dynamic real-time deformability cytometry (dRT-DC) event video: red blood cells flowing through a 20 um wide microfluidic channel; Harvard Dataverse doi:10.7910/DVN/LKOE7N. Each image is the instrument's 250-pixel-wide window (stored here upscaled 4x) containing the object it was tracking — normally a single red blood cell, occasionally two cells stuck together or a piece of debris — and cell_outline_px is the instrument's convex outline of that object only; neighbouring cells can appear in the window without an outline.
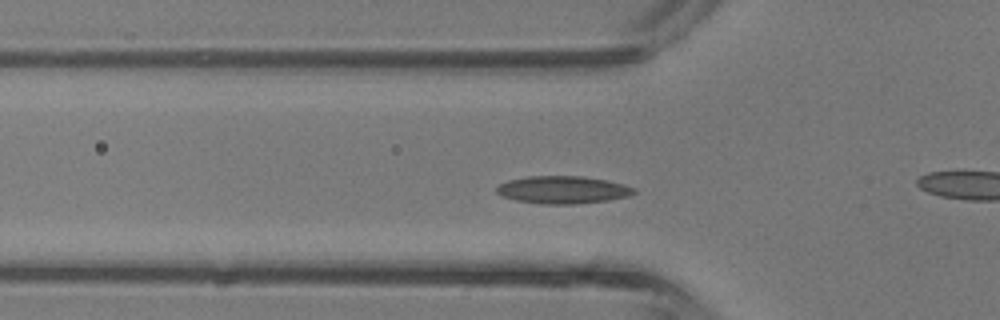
{"species": "common noctule bat (a hibernating species)", "species_latin": "Nyctalus noctula", "temperature_condition": "room temperature", "stored_images_in_passage": 39, "camera_frame_rate_fps": 3000, "um_per_image_px": 0.085, "animal": {"sex": "male", "body_mass_g": 13.3}, "frame": {"image": 1, "passage_image": 10, "time_ms": 3.0, "image_size_px": [1000, 320], "cell_outline_px": [[636, 192], [628, 196], [608, 200], [572, 204], [540, 204], [516, 200], [500, 196], [496, 192], [496, 188], [500, 184], [508, 180], [528, 176], [580, 176], [604, 180], [636, 188]], "centroid_in_image_um": [47.78, 16.14], "position_along_channel_um": 78.0, "area_um2": 21.91}}
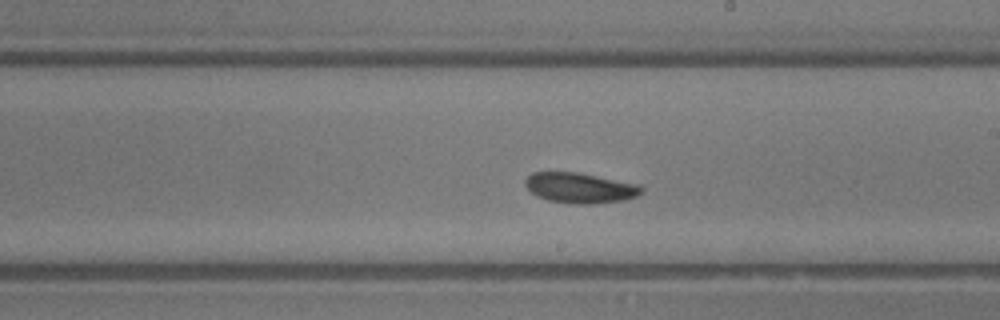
{"frame": {"image": 2, "passage_image": 20, "time_ms": 6.333, "image_size_px": [1000, 320], "cell_outline_px": [[644, 192], [636, 196], [624, 200], [592, 204], [572, 204], [548, 200], [536, 196], [524, 184], [524, 180], [532, 172], [576, 172], [636, 184], [644, 188]], "centroid_in_image_um": [49.28, 15.98], "position_along_channel_um": 239.7, "area_um2": 20.46}}
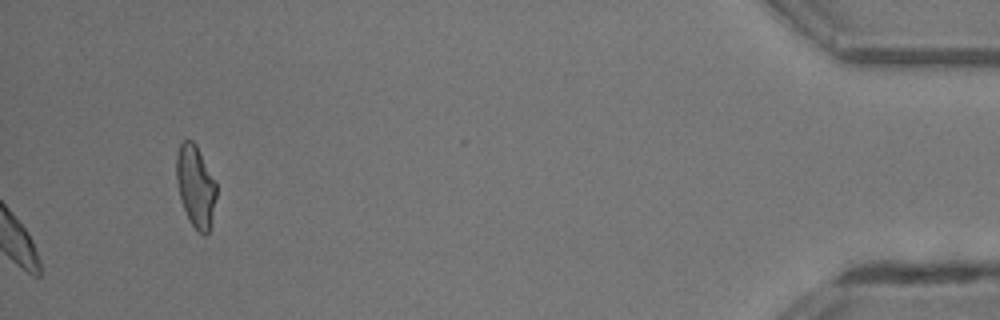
{"frame": {"image": 3, "passage_image": 39, "time_ms": 12.667, "image_size_px": [1000, 320], "cell_outline_px": [[216, 196], [208, 232], [204, 236], [192, 224], [184, 208], [180, 196], [176, 180], [176, 156], [180, 144], [184, 140], [192, 140], [196, 144], [216, 184]], "centroid_in_image_um": [16.61, 15.78], "position_along_channel_um": 418.6, "area_um2": 18.5}, "authors_computed_cell_mechanics": {"area_um2": 19.8832, "velocity_mm_per_s": 4.8424, "shape_relaxation_time_tau1_ms": 3.7456, "shape_relaxation_time_tau2_ms": 4.0122, "deformation_change_tau1": 0.1262, "deformation_change_tau2": 0.1106}}